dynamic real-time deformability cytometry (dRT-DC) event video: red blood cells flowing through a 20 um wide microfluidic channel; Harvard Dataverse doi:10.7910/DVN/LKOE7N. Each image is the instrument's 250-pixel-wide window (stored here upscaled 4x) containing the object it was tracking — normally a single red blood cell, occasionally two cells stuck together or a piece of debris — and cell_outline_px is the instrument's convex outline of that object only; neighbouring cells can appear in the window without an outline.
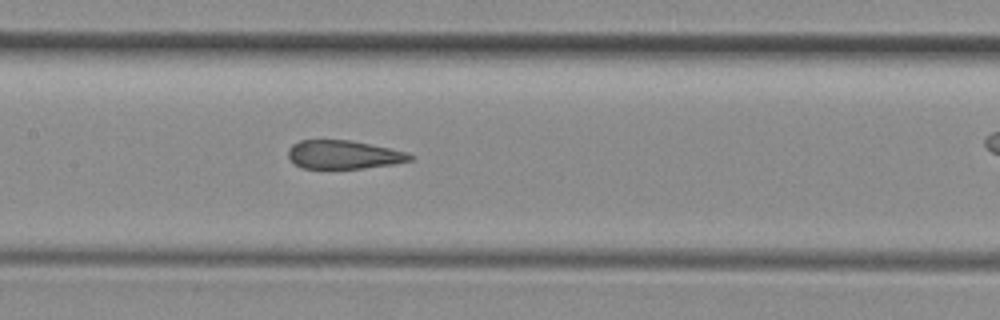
{"species": "common noctule bat (a hibernating species)", "species_latin": "Nyctalus noctula", "temperature_condition": "room temperature", "stored_images_in_passage": 29, "camera_frame_rate_fps": 3000, "um_per_image_px": 0.085, "animal": {"sex": "female", "body_mass_g": 29.2, "forearm_length_mm": 56.3}, "frame": {"image": 1, "passage_image": 13, "time_ms": 4.0, "image_size_px": [1000, 320], "cell_outline_px": [[416, 156], [412, 160], [392, 164], [364, 168], [300, 168], [288, 156], [288, 148], [292, 144], [300, 140], [352, 140], [408, 152]], "centroid_in_image_um": [29.23, 13.14], "position_along_channel_um": 178.2, "area_um2": 20.29}}
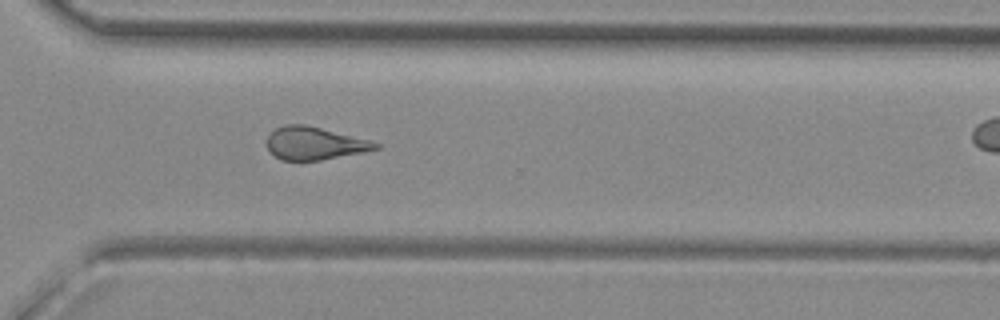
{"frame": {"image": 2, "passage_image": 25, "time_ms": 8.0, "image_size_px": [1000, 320], "cell_outline_px": [[380, 148], [364, 152], [320, 160], [280, 160], [268, 148], [268, 136], [276, 128], [284, 124], [304, 124], [368, 140], [380, 144]], "centroid_in_image_um": [26.73, 12.18], "position_along_channel_um": 343.9, "area_um2": 20.35}}